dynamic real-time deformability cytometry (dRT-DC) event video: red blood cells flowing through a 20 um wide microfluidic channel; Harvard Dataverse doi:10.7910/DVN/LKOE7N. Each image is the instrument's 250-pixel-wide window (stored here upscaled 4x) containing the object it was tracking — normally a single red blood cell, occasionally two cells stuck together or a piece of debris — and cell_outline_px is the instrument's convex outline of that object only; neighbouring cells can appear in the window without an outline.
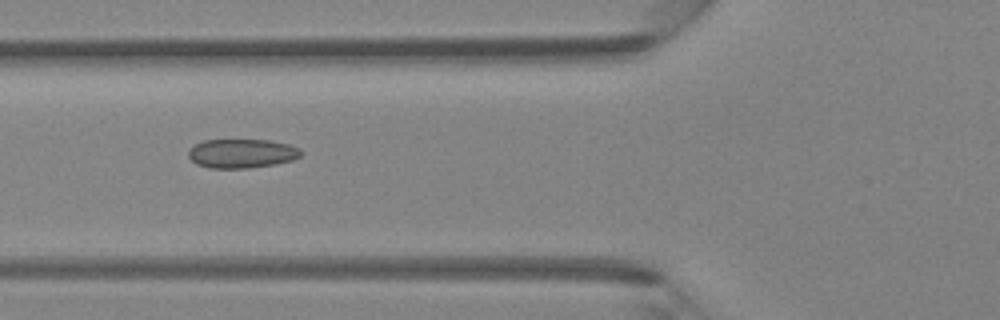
{"species": "Egyptian fruit bat (a non-hibernating species)", "species_latin": "Rousettus aegyptiacus", "temperature_condition": "room temperature", "stored_images_in_passage": 5, "camera_frame_rate_fps": 3000, "um_per_image_px": 0.085, "animal": {"sex": "female"}, "frame": {"image": 1, "passage_image": 5, "time_ms": 1.333, "image_size_px": [1000, 320], "cell_outline_px": [[300, 156], [292, 160], [276, 164], [248, 168], [208, 168], [196, 164], [188, 156], [188, 152], [196, 144], [204, 140], [268, 140], [288, 144], [296, 148], [300, 152]], "centroid_in_image_um": [20.52, 13.05], "position_along_channel_um": 105.3, "area_um2": 18.84}}